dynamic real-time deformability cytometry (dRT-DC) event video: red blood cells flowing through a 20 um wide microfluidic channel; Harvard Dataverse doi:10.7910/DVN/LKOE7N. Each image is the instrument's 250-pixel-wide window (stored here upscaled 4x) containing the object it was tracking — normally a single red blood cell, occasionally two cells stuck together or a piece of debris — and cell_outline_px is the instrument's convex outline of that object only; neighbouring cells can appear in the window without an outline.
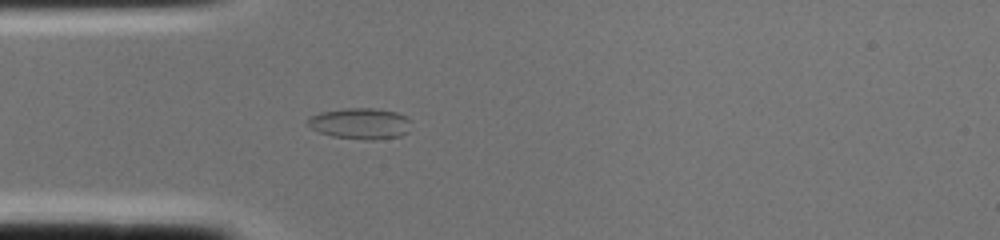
{"species": "common noctule bat (a hibernating species)", "species_latin": "Nyctalus noctula", "temperature_condition": "cold", "stored_images_in_passage": 2, "camera_frame_rate_fps": 3000, "um_per_image_px": 0.085, "animal": {"sex": "female", "body_mass_g": 22.0, "forearm_length_mm": 56.7}, "frame": {"image": 1, "passage_image": 2, "time_ms": 0.333, "image_size_px": [1000, 240], "cell_outline_px": [[412, 120], [408, 132], [400, 136], [372, 140], [364, 140], [332, 136], [320, 132], [312, 128], [308, 124], [308, 116], [320, 112], [344, 108], [376, 108], [396, 112]], "centroid_in_image_um": [30.64, 10.49], "position_along_channel_um": 54.4, "area_um2": 18.84}}